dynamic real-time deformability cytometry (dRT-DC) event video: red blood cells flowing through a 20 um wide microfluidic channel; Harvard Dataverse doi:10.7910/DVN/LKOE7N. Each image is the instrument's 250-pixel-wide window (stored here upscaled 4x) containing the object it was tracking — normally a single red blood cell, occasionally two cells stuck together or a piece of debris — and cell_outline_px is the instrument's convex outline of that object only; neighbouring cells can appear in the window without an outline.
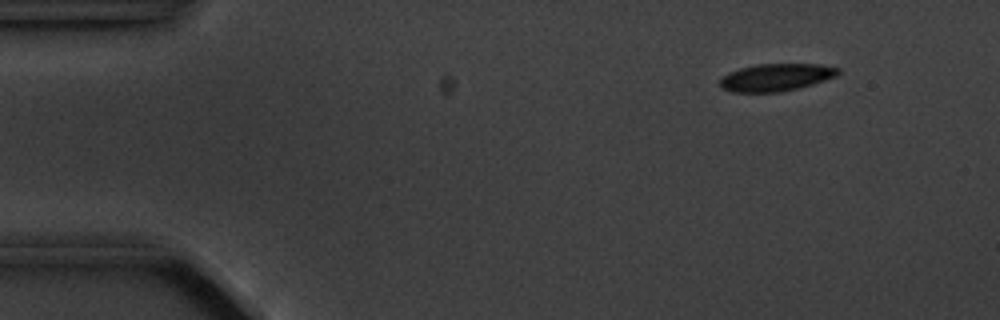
{"species": "common noctule bat (a hibernating species)", "species_latin": "Nyctalus noctula", "temperature_condition": "cold", "stored_images_in_passage": 10, "camera_frame_rate_fps": 3000, "um_per_image_px": 0.085, "animal": {"sex": "male", "body_mass_g": 20.1, "forearm_length_mm": 53.5}, "frame": {"image": 1, "passage_image": 2, "time_ms": 1.333, "image_size_px": [1000, 320], "cell_outline_px": [[840, 72], [836, 76], [812, 84], [780, 92], [732, 92], [720, 88], [720, 80], [728, 72], [740, 68], [756, 64], [820, 64], [840, 68]], "centroid_in_image_um": [65.95, 6.57], "position_along_channel_um": 19.1, "area_um2": 18.84}}
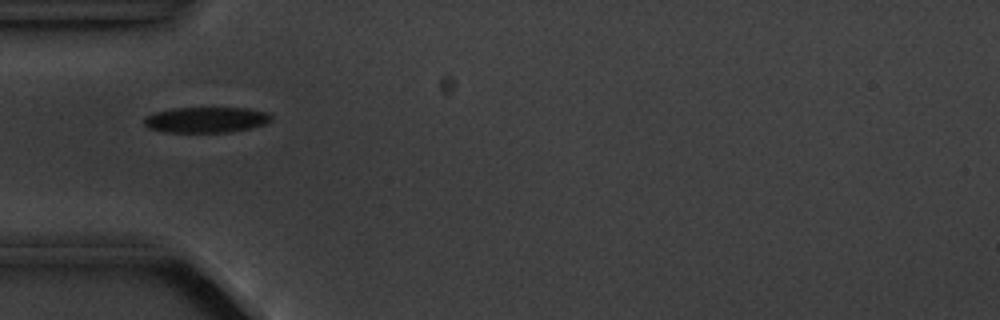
{"frame": {"image": 2, "passage_image": 5, "time_ms": 5.0, "image_size_px": [1000, 320], "cell_outline_px": [[272, 120], [264, 124], [252, 128], [228, 132], [168, 132], [148, 128], [144, 124], [144, 116], [152, 112], [172, 108], [248, 108], [268, 112], [272, 116]], "centroid_in_image_um": [17.51, 10.17], "position_along_channel_um": 67.5, "area_um2": 19.19}}